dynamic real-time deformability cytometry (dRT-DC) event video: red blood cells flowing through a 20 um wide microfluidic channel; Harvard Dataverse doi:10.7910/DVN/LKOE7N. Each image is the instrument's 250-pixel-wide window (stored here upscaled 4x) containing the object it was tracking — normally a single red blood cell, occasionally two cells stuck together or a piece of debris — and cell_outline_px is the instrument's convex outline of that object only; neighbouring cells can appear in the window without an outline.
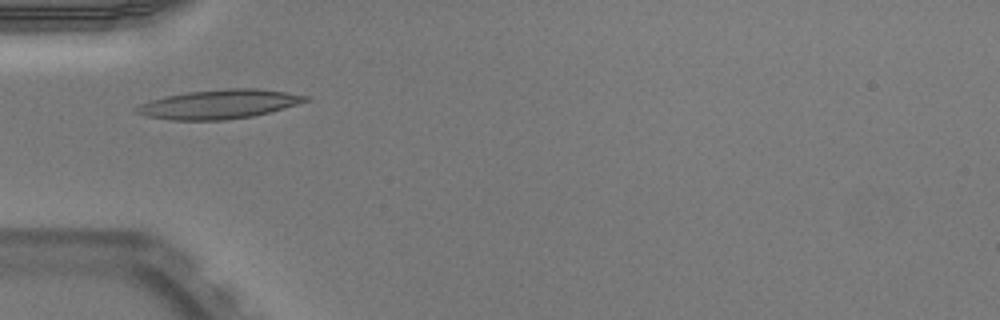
{"species": "Egyptian fruit bat (a non-hibernating species)", "species_latin": "Rousettus aegyptiacus", "temperature_condition": "warm", "stored_images_in_passage": 16, "camera_frame_rate_fps": 3000, "um_per_image_px": 0.085, "animal": {"sex": "male"}, "frame": {"image": 1, "passage_image": 1, "time_ms": 0.0, "image_size_px": [1000, 320], "cell_outline_px": [[308, 100], [296, 104], [268, 112], [252, 116], [224, 120], [172, 120], [148, 116], [136, 112], [132, 108], [140, 104], [152, 100], [168, 96], [188, 92], [228, 88], [256, 88], [284, 92], [308, 96]], "centroid_in_image_um": [18.58, 8.86], "position_along_channel_um": 66.4, "area_um2": 28.15}}
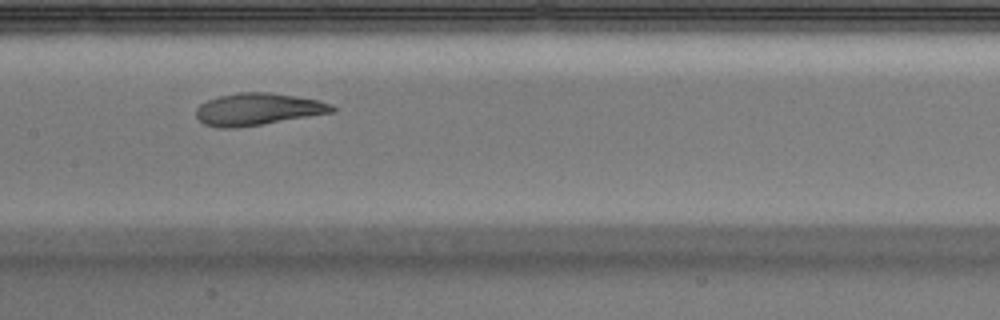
{"frame": {"image": 2, "passage_image": 10, "time_ms": 3.0, "image_size_px": [1000, 320], "cell_outline_px": [[336, 112], [236, 128], [216, 128], [204, 124], [196, 116], [196, 108], [200, 104], [208, 100], [220, 96], [240, 92], [272, 92], [320, 100], [332, 104], [336, 108]], "centroid_in_image_um": [21.94, 9.28], "position_along_channel_um": 185.5, "area_um2": 25.55}}